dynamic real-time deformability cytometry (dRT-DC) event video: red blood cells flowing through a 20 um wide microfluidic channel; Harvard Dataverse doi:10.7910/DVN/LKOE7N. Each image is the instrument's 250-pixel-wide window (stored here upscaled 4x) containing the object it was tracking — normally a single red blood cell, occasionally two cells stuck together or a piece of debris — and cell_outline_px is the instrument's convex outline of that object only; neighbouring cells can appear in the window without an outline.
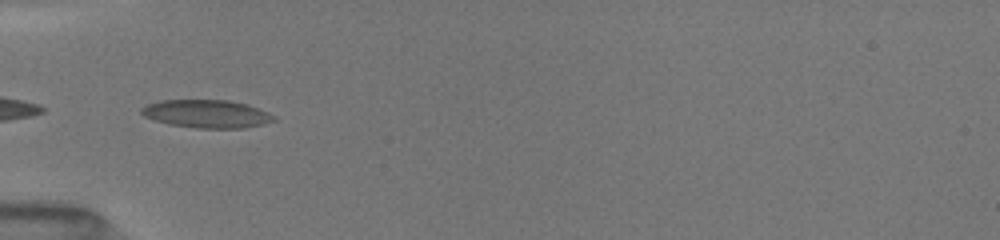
{"species": "common noctule bat (a hibernating species)", "species_latin": "Nyctalus noctula", "temperature_condition": "room temperature", "stored_images_in_passage": 37, "camera_frame_rate_fps": 3000, "um_per_image_px": 0.085, "animal": {"sex": "female", "body_mass_g": 19.5, "forearm_length_mm": 54.1}, "frame": {"image": 1, "passage_image": 1, "time_ms": 0.0, "image_size_px": [1000, 240], "cell_outline_px": [[276, 120], [264, 124], [244, 128], [196, 128], [168, 124], [144, 116], [140, 112], [140, 108], [148, 104], [160, 100], [228, 100], [248, 104], [268, 112], [276, 116]], "centroid_in_image_um": [17.59, 9.67], "position_along_channel_um": 67.4, "area_um2": 21.73}}
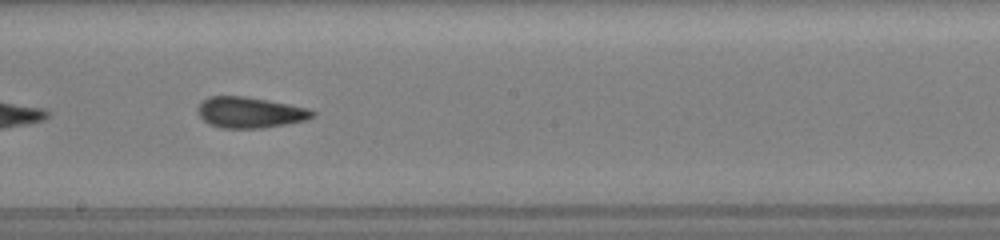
{"frame": {"image": 2, "passage_image": 13, "time_ms": 4.0, "image_size_px": [1000, 240], "cell_outline_px": [[316, 116], [304, 120], [264, 128], [224, 128], [208, 124], [196, 112], [196, 108], [208, 96], [244, 96], [268, 100], [308, 108], [316, 112]], "centroid_in_image_um": [21.23, 9.55], "position_along_channel_um": 227.0, "area_um2": 20.63}}
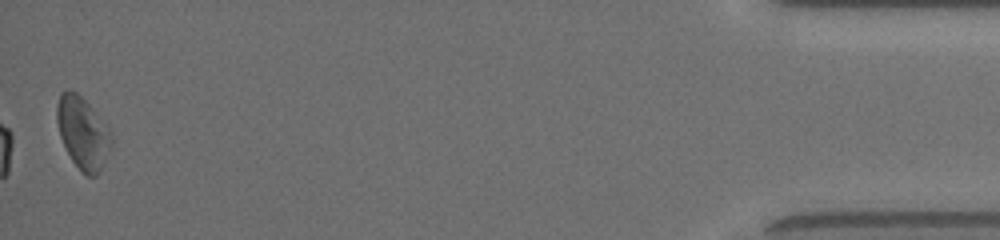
{"frame": {"image": 3, "passage_image": 37, "time_ms": 11.0, "image_size_px": [1000, 240], "cell_outline_px": [[112, 144], [96, 176], [88, 176], [80, 172], [72, 160], [60, 136], [56, 120], [56, 104], [60, 92], [68, 88], [72, 88], [88, 104], [108, 128], [112, 136]], "centroid_in_image_um": [6.99, 11.26], "position_along_channel_um": 428.2, "area_um2": 22.6}, "authors_computed_cell_mechanics": {"area_um2": 20.519, "velocity_mm_per_s": 4.0378, "shape_relaxation_time_tau1_ms": 6.0882, "shape_relaxation_time_tau2_ms": 1.8222, "deformation_change_tau1": 0.1847, "deformation_change_tau2": 0.0984}}